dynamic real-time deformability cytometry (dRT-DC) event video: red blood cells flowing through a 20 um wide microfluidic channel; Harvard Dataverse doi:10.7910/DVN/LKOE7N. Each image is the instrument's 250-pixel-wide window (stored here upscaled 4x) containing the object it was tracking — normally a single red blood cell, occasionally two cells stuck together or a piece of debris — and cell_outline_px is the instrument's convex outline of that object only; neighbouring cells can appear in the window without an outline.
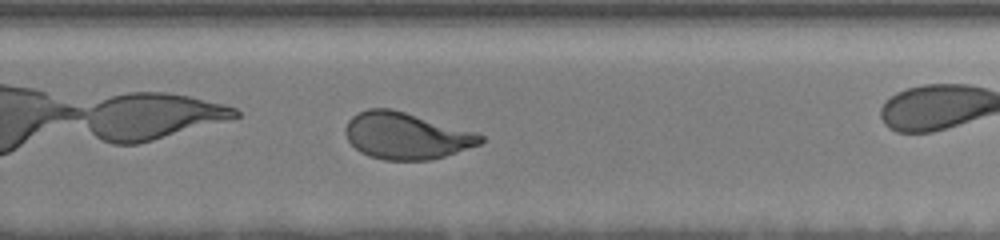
{"species": "human", "species_latin": "Homo sapiens", "temperature_condition": "room temperature", "stored_images_in_passage": 32, "camera_frame_rate_fps": 3000, "um_per_image_px": 0.085, "donor": {"sex": "female"}, "frame": {"image": 1, "passage_image": 23, "time_ms": 12.0, "image_size_px": [1000, 240], "cell_outline_px": [[484, 140], [480, 144], [432, 160], [384, 160], [368, 156], [360, 152], [348, 140], [344, 132], [344, 128], [348, 120], [352, 116], [368, 108], [388, 108], [404, 112], [476, 132], [484, 136]], "centroid_in_image_um": [34.5, 11.55], "position_along_channel_um": 295.3, "area_um2": 36.59}}